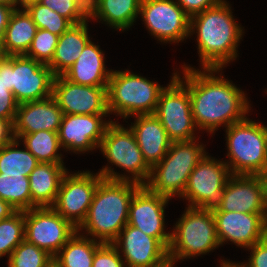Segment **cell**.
<instances>
[{
    "label": "cell",
    "instance_id": "obj_47",
    "mask_svg": "<svg viewBox=\"0 0 267 267\" xmlns=\"http://www.w3.org/2000/svg\"><path fill=\"white\" fill-rule=\"evenodd\" d=\"M264 184L265 209L267 213V172L261 175Z\"/></svg>",
    "mask_w": 267,
    "mask_h": 267
},
{
    "label": "cell",
    "instance_id": "obj_26",
    "mask_svg": "<svg viewBox=\"0 0 267 267\" xmlns=\"http://www.w3.org/2000/svg\"><path fill=\"white\" fill-rule=\"evenodd\" d=\"M38 27L26 9H15L10 16L1 49L5 56L25 55Z\"/></svg>",
    "mask_w": 267,
    "mask_h": 267
},
{
    "label": "cell",
    "instance_id": "obj_21",
    "mask_svg": "<svg viewBox=\"0 0 267 267\" xmlns=\"http://www.w3.org/2000/svg\"><path fill=\"white\" fill-rule=\"evenodd\" d=\"M62 117L63 112L53 96L18 104L12 125V135L16 138L20 134L41 130L58 132Z\"/></svg>",
    "mask_w": 267,
    "mask_h": 267
},
{
    "label": "cell",
    "instance_id": "obj_16",
    "mask_svg": "<svg viewBox=\"0 0 267 267\" xmlns=\"http://www.w3.org/2000/svg\"><path fill=\"white\" fill-rule=\"evenodd\" d=\"M170 199L151 192L142 185L133 195L129 205L128 223L148 236L157 238L167 249L171 233L165 232L164 209Z\"/></svg>",
    "mask_w": 267,
    "mask_h": 267
},
{
    "label": "cell",
    "instance_id": "obj_27",
    "mask_svg": "<svg viewBox=\"0 0 267 267\" xmlns=\"http://www.w3.org/2000/svg\"><path fill=\"white\" fill-rule=\"evenodd\" d=\"M101 244L77 231L53 257V267H92L95 251Z\"/></svg>",
    "mask_w": 267,
    "mask_h": 267
},
{
    "label": "cell",
    "instance_id": "obj_17",
    "mask_svg": "<svg viewBox=\"0 0 267 267\" xmlns=\"http://www.w3.org/2000/svg\"><path fill=\"white\" fill-rule=\"evenodd\" d=\"M112 244L124 256L125 267H162L169 262L168 249L157 238L129 224Z\"/></svg>",
    "mask_w": 267,
    "mask_h": 267
},
{
    "label": "cell",
    "instance_id": "obj_32",
    "mask_svg": "<svg viewBox=\"0 0 267 267\" xmlns=\"http://www.w3.org/2000/svg\"><path fill=\"white\" fill-rule=\"evenodd\" d=\"M24 211H16L0 222V258L11 255L25 239Z\"/></svg>",
    "mask_w": 267,
    "mask_h": 267
},
{
    "label": "cell",
    "instance_id": "obj_19",
    "mask_svg": "<svg viewBox=\"0 0 267 267\" xmlns=\"http://www.w3.org/2000/svg\"><path fill=\"white\" fill-rule=\"evenodd\" d=\"M212 214L220 245L230 241L237 246L250 248L265 238L266 216L263 213L213 211Z\"/></svg>",
    "mask_w": 267,
    "mask_h": 267
},
{
    "label": "cell",
    "instance_id": "obj_37",
    "mask_svg": "<svg viewBox=\"0 0 267 267\" xmlns=\"http://www.w3.org/2000/svg\"><path fill=\"white\" fill-rule=\"evenodd\" d=\"M18 103L14 95L7 89L3 82V72H0V118L13 125Z\"/></svg>",
    "mask_w": 267,
    "mask_h": 267
},
{
    "label": "cell",
    "instance_id": "obj_2",
    "mask_svg": "<svg viewBox=\"0 0 267 267\" xmlns=\"http://www.w3.org/2000/svg\"><path fill=\"white\" fill-rule=\"evenodd\" d=\"M232 13L229 3L222 0L217 6L190 17V36L197 34L202 69H222L236 60L244 32Z\"/></svg>",
    "mask_w": 267,
    "mask_h": 267
},
{
    "label": "cell",
    "instance_id": "obj_23",
    "mask_svg": "<svg viewBox=\"0 0 267 267\" xmlns=\"http://www.w3.org/2000/svg\"><path fill=\"white\" fill-rule=\"evenodd\" d=\"M104 58L100 46L90 40L80 57L62 76L78 85L108 86L112 69H106Z\"/></svg>",
    "mask_w": 267,
    "mask_h": 267
},
{
    "label": "cell",
    "instance_id": "obj_20",
    "mask_svg": "<svg viewBox=\"0 0 267 267\" xmlns=\"http://www.w3.org/2000/svg\"><path fill=\"white\" fill-rule=\"evenodd\" d=\"M214 211L263 213L267 216L261 175H232L225 185L222 204Z\"/></svg>",
    "mask_w": 267,
    "mask_h": 267
},
{
    "label": "cell",
    "instance_id": "obj_28",
    "mask_svg": "<svg viewBox=\"0 0 267 267\" xmlns=\"http://www.w3.org/2000/svg\"><path fill=\"white\" fill-rule=\"evenodd\" d=\"M141 0H100L97 18L105 24L124 31L135 23Z\"/></svg>",
    "mask_w": 267,
    "mask_h": 267
},
{
    "label": "cell",
    "instance_id": "obj_53",
    "mask_svg": "<svg viewBox=\"0 0 267 267\" xmlns=\"http://www.w3.org/2000/svg\"><path fill=\"white\" fill-rule=\"evenodd\" d=\"M4 53H3V51H2V49H1V47H0V61L4 58Z\"/></svg>",
    "mask_w": 267,
    "mask_h": 267
},
{
    "label": "cell",
    "instance_id": "obj_3",
    "mask_svg": "<svg viewBox=\"0 0 267 267\" xmlns=\"http://www.w3.org/2000/svg\"><path fill=\"white\" fill-rule=\"evenodd\" d=\"M141 184L102 178L83 223L77 228L101 243H113L127 225L129 205ZM98 239V240H97Z\"/></svg>",
    "mask_w": 267,
    "mask_h": 267
},
{
    "label": "cell",
    "instance_id": "obj_41",
    "mask_svg": "<svg viewBox=\"0 0 267 267\" xmlns=\"http://www.w3.org/2000/svg\"><path fill=\"white\" fill-rule=\"evenodd\" d=\"M222 0H176L178 5L190 16L217 6Z\"/></svg>",
    "mask_w": 267,
    "mask_h": 267
},
{
    "label": "cell",
    "instance_id": "obj_38",
    "mask_svg": "<svg viewBox=\"0 0 267 267\" xmlns=\"http://www.w3.org/2000/svg\"><path fill=\"white\" fill-rule=\"evenodd\" d=\"M39 3L68 19L72 24L83 21L77 16L75 0H41Z\"/></svg>",
    "mask_w": 267,
    "mask_h": 267
},
{
    "label": "cell",
    "instance_id": "obj_6",
    "mask_svg": "<svg viewBox=\"0 0 267 267\" xmlns=\"http://www.w3.org/2000/svg\"><path fill=\"white\" fill-rule=\"evenodd\" d=\"M164 88L128 70H112L107 87L109 114L117 113L124 119L130 116L154 114Z\"/></svg>",
    "mask_w": 267,
    "mask_h": 267
},
{
    "label": "cell",
    "instance_id": "obj_34",
    "mask_svg": "<svg viewBox=\"0 0 267 267\" xmlns=\"http://www.w3.org/2000/svg\"><path fill=\"white\" fill-rule=\"evenodd\" d=\"M26 10L38 29L47 30L57 36H61L72 26L68 19L41 3L30 5Z\"/></svg>",
    "mask_w": 267,
    "mask_h": 267
},
{
    "label": "cell",
    "instance_id": "obj_4",
    "mask_svg": "<svg viewBox=\"0 0 267 267\" xmlns=\"http://www.w3.org/2000/svg\"><path fill=\"white\" fill-rule=\"evenodd\" d=\"M207 154L203 144L196 140L172 142L163 159L151 168V174L145 186L153 193L171 199L180 198L191 172Z\"/></svg>",
    "mask_w": 267,
    "mask_h": 267
},
{
    "label": "cell",
    "instance_id": "obj_8",
    "mask_svg": "<svg viewBox=\"0 0 267 267\" xmlns=\"http://www.w3.org/2000/svg\"><path fill=\"white\" fill-rule=\"evenodd\" d=\"M171 232L169 261L200 256L220 246L212 211L187 207Z\"/></svg>",
    "mask_w": 267,
    "mask_h": 267
},
{
    "label": "cell",
    "instance_id": "obj_25",
    "mask_svg": "<svg viewBox=\"0 0 267 267\" xmlns=\"http://www.w3.org/2000/svg\"><path fill=\"white\" fill-rule=\"evenodd\" d=\"M87 26V22L72 24L59 36L53 59L47 65L55 76L64 74L80 57L91 40Z\"/></svg>",
    "mask_w": 267,
    "mask_h": 267
},
{
    "label": "cell",
    "instance_id": "obj_7",
    "mask_svg": "<svg viewBox=\"0 0 267 267\" xmlns=\"http://www.w3.org/2000/svg\"><path fill=\"white\" fill-rule=\"evenodd\" d=\"M227 158L232 175H262L267 172V147L260 122L247 117L226 128Z\"/></svg>",
    "mask_w": 267,
    "mask_h": 267
},
{
    "label": "cell",
    "instance_id": "obj_52",
    "mask_svg": "<svg viewBox=\"0 0 267 267\" xmlns=\"http://www.w3.org/2000/svg\"><path fill=\"white\" fill-rule=\"evenodd\" d=\"M265 238L267 239V216L265 219Z\"/></svg>",
    "mask_w": 267,
    "mask_h": 267
},
{
    "label": "cell",
    "instance_id": "obj_30",
    "mask_svg": "<svg viewBox=\"0 0 267 267\" xmlns=\"http://www.w3.org/2000/svg\"><path fill=\"white\" fill-rule=\"evenodd\" d=\"M19 144V140L13 138L0 148V173L28 177L40 163L26 147L17 149Z\"/></svg>",
    "mask_w": 267,
    "mask_h": 267
},
{
    "label": "cell",
    "instance_id": "obj_36",
    "mask_svg": "<svg viewBox=\"0 0 267 267\" xmlns=\"http://www.w3.org/2000/svg\"><path fill=\"white\" fill-rule=\"evenodd\" d=\"M120 254L112 243H102L95 251L92 267H124Z\"/></svg>",
    "mask_w": 267,
    "mask_h": 267
},
{
    "label": "cell",
    "instance_id": "obj_46",
    "mask_svg": "<svg viewBox=\"0 0 267 267\" xmlns=\"http://www.w3.org/2000/svg\"><path fill=\"white\" fill-rule=\"evenodd\" d=\"M41 0H14V8L19 9L16 6L20 5L21 9H27L30 5L39 3Z\"/></svg>",
    "mask_w": 267,
    "mask_h": 267
},
{
    "label": "cell",
    "instance_id": "obj_42",
    "mask_svg": "<svg viewBox=\"0 0 267 267\" xmlns=\"http://www.w3.org/2000/svg\"><path fill=\"white\" fill-rule=\"evenodd\" d=\"M0 72H3V82L9 91L13 93L12 72H13V55L4 56L0 61Z\"/></svg>",
    "mask_w": 267,
    "mask_h": 267
},
{
    "label": "cell",
    "instance_id": "obj_50",
    "mask_svg": "<svg viewBox=\"0 0 267 267\" xmlns=\"http://www.w3.org/2000/svg\"><path fill=\"white\" fill-rule=\"evenodd\" d=\"M262 128H263V131H264V134H265V139H266V147H267V126H265L264 124L262 125Z\"/></svg>",
    "mask_w": 267,
    "mask_h": 267
},
{
    "label": "cell",
    "instance_id": "obj_35",
    "mask_svg": "<svg viewBox=\"0 0 267 267\" xmlns=\"http://www.w3.org/2000/svg\"><path fill=\"white\" fill-rule=\"evenodd\" d=\"M59 36L38 29L25 56L48 65L54 56Z\"/></svg>",
    "mask_w": 267,
    "mask_h": 267
},
{
    "label": "cell",
    "instance_id": "obj_11",
    "mask_svg": "<svg viewBox=\"0 0 267 267\" xmlns=\"http://www.w3.org/2000/svg\"><path fill=\"white\" fill-rule=\"evenodd\" d=\"M25 240L54 257L77 232V228L52 207L24 211Z\"/></svg>",
    "mask_w": 267,
    "mask_h": 267
},
{
    "label": "cell",
    "instance_id": "obj_49",
    "mask_svg": "<svg viewBox=\"0 0 267 267\" xmlns=\"http://www.w3.org/2000/svg\"><path fill=\"white\" fill-rule=\"evenodd\" d=\"M0 3L14 7V0H0Z\"/></svg>",
    "mask_w": 267,
    "mask_h": 267
},
{
    "label": "cell",
    "instance_id": "obj_29",
    "mask_svg": "<svg viewBox=\"0 0 267 267\" xmlns=\"http://www.w3.org/2000/svg\"><path fill=\"white\" fill-rule=\"evenodd\" d=\"M15 139L23 140L26 147L40 163H64L62 154L58 153L61 145L58 132L46 130L30 134H20Z\"/></svg>",
    "mask_w": 267,
    "mask_h": 267
},
{
    "label": "cell",
    "instance_id": "obj_13",
    "mask_svg": "<svg viewBox=\"0 0 267 267\" xmlns=\"http://www.w3.org/2000/svg\"><path fill=\"white\" fill-rule=\"evenodd\" d=\"M139 14L161 42L179 43L190 36V16L174 0H141Z\"/></svg>",
    "mask_w": 267,
    "mask_h": 267
},
{
    "label": "cell",
    "instance_id": "obj_14",
    "mask_svg": "<svg viewBox=\"0 0 267 267\" xmlns=\"http://www.w3.org/2000/svg\"><path fill=\"white\" fill-rule=\"evenodd\" d=\"M107 87L78 85L58 75L53 81L52 96L63 114H109Z\"/></svg>",
    "mask_w": 267,
    "mask_h": 267
},
{
    "label": "cell",
    "instance_id": "obj_24",
    "mask_svg": "<svg viewBox=\"0 0 267 267\" xmlns=\"http://www.w3.org/2000/svg\"><path fill=\"white\" fill-rule=\"evenodd\" d=\"M64 163H39L28 176L32 208L52 207L63 176Z\"/></svg>",
    "mask_w": 267,
    "mask_h": 267
},
{
    "label": "cell",
    "instance_id": "obj_1",
    "mask_svg": "<svg viewBox=\"0 0 267 267\" xmlns=\"http://www.w3.org/2000/svg\"><path fill=\"white\" fill-rule=\"evenodd\" d=\"M182 68L183 80L177 72L176 77L188 88L197 128L212 134L222 124L227 128L246 118L251 110L246 94L223 75L215 76L221 69L204 68L199 71L186 64Z\"/></svg>",
    "mask_w": 267,
    "mask_h": 267
},
{
    "label": "cell",
    "instance_id": "obj_43",
    "mask_svg": "<svg viewBox=\"0 0 267 267\" xmlns=\"http://www.w3.org/2000/svg\"><path fill=\"white\" fill-rule=\"evenodd\" d=\"M14 10L15 8L13 6L0 3V46L3 42L10 16Z\"/></svg>",
    "mask_w": 267,
    "mask_h": 267
},
{
    "label": "cell",
    "instance_id": "obj_5",
    "mask_svg": "<svg viewBox=\"0 0 267 267\" xmlns=\"http://www.w3.org/2000/svg\"><path fill=\"white\" fill-rule=\"evenodd\" d=\"M98 148L109 163L123 168V171L125 170L133 176L118 174L107 165L98 172L103 178L129 180L141 185L148 182L151 167L146 163L130 128L127 127L126 129L121 124L112 121L106 127Z\"/></svg>",
    "mask_w": 267,
    "mask_h": 267
},
{
    "label": "cell",
    "instance_id": "obj_40",
    "mask_svg": "<svg viewBox=\"0 0 267 267\" xmlns=\"http://www.w3.org/2000/svg\"><path fill=\"white\" fill-rule=\"evenodd\" d=\"M99 3L100 0H75L77 16L87 23L89 18H92L91 20H98L96 18L99 12Z\"/></svg>",
    "mask_w": 267,
    "mask_h": 267
},
{
    "label": "cell",
    "instance_id": "obj_15",
    "mask_svg": "<svg viewBox=\"0 0 267 267\" xmlns=\"http://www.w3.org/2000/svg\"><path fill=\"white\" fill-rule=\"evenodd\" d=\"M54 78L46 64L25 55H13V95L18 104L52 96Z\"/></svg>",
    "mask_w": 267,
    "mask_h": 267
},
{
    "label": "cell",
    "instance_id": "obj_45",
    "mask_svg": "<svg viewBox=\"0 0 267 267\" xmlns=\"http://www.w3.org/2000/svg\"><path fill=\"white\" fill-rule=\"evenodd\" d=\"M15 212H16V209H14L6 201H3L2 199H0V222L5 218L10 217Z\"/></svg>",
    "mask_w": 267,
    "mask_h": 267
},
{
    "label": "cell",
    "instance_id": "obj_12",
    "mask_svg": "<svg viewBox=\"0 0 267 267\" xmlns=\"http://www.w3.org/2000/svg\"><path fill=\"white\" fill-rule=\"evenodd\" d=\"M103 177L90 171L63 176L52 208L78 228L85 220L95 190Z\"/></svg>",
    "mask_w": 267,
    "mask_h": 267
},
{
    "label": "cell",
    "instance_id": "obj_44",
    "mask_svg": "<svg viewBox=\"0 0 267 267\" xmlns=\"http://www.w3.org/2000/svg\"><path fill=\"white\" fill-rule=\"evenodd\" d=\"M12 135V125L0 118V148L13 139Z\"/></svg>",
    "mask_w": 267,
    "mask_h": 267
},
{
    "label": "cell",
    "instance_id": "obj_22",
    "mask_svg": "<svg viewBox=\"0 0 267 267\" xmlns=\"http://www.w3.org/2000/svg\"><path fill=\"white\" fill-rule=\"evenodd\" d=\"M129 127L146 163L152 168L167 154L171 141L161 121L154 114L136 115Z\"/></svg>",
    "mask_w": 267,
    "mask_h": 267
},
{
    "label": "cell",
    "instance_id": "obj_9",
    "mask_svg": "<svg viewBox=\"0 0 267 267\" xmlns=\"http://www.w3.org/2000/svg\"><path fill=\"white\" fill-rule=\"evenodd\" d=\"M204 155L191 172L182 198L189 207L214 211L222 204L225 185L232 176L225 161Z\"/></svg>",
    "mask_w": 267,
    "mask_h": 267
},
{
    "label": "cell",
    "instance_id": "obj_51",
    "mask_svg": "<svg viewBox=\"0 0 267 267\" xmlns=\"http://www.w3.org/2000/svg\"><path fill=\"white\" fill-rule=\"evenodd\" d=\"M173 266H174V263L169 261L167 264H165L162 267H173Z\"/></svg>",
    "mask_w": 267,
    "mask_h": 267
},
{
    "label": "cell",
    "instance_id": "obj_31",
    "mask_svg": "<svg viewBox=\"0 0 267 267\" xmlns=\"http://www.w3.org/2000/svg\"><path fill=\"white\" fill-rule=\"evenodd\" d=\"M0 199L9 203L16 211L32 208L29 178L23 175L0 173Z\"/></svg>",
    "mask_w": 267,
    "mask_h": 267
},
{
    "label": "cell",
    "instance_id": "obj_48",
    "mask_svg": "<svg viewBox=\"0 0 267 267\" xmlns=\"http://www.w3.org/2000/svg\"><path fill=\"white\" fill-rule=\"evenodd\" d=\"M220 267H236L234 264H233V262H231V261H223V260H221V263H220Z\"/></svg>",
    "mask_w": 267,
    "mask_h": 267
},
{
    "label": "cell",
    "instance_id": "obj_10",
    "mask_svg": "<svg viewBox=\"0 0 267 267\" xmlns=\"http://www.w3.org/2000/svg\"><path fill=\"white\" fill-rule=\"evenodd\" d=\"M172 80L159 96L154 115L161 121L171 142L196 139L188 88L173 73ZM195 129V130H194Z\"/></svg>",
    "mask_w": 267,
    "mask_h": 267
},
{
    "label": "cell",
    "instance_id": "obj_33",
    "mask_svg": "<svg viewBox=\"0 0 267 267\" xmlns=\"http://www.w3.org/2000/svg\"><path fill=\"white\" fill-rule=\"evenodd\" d=\"M8 267H53V257L24 239L9 256Z\"/></svg>",
    "mask_w": 267,
    "mask_h": 267
},
{
    "label": "cell",
    "instance_id": "obj_18",
    "mask_svg": "<svg viewBox=\"0 0 267 267\" xmlns=\"http://www.w3.org/2000/svg\"><path fill=\"white\" fill-rule=\"evenodd\" d=\"M106 115L63 114L58 131L61 147L77 154L98 148L106 127L112 122L103 120Z\"/></svg>",
    "mask_w": 267,
    "mask_h": 267
},
{
    "label": "cell",
    "instance_id": "obj_39",
    "mask_svg": "<svg viewBox=\"0 0 267 267\" xmlns=\"http://www.w3.org/2000/svg\"><path fill=\"white\" fill-rule=\"evenodd\" d=\"M251 250L250 258L248 259V263L244 262L240 264L234 263L236 267H267V239L264 238L257 243H255L252 247L248 248Z\"/></svg>",
    "mask_w": 267,
    "mask_h": 267
}]
</instances>
